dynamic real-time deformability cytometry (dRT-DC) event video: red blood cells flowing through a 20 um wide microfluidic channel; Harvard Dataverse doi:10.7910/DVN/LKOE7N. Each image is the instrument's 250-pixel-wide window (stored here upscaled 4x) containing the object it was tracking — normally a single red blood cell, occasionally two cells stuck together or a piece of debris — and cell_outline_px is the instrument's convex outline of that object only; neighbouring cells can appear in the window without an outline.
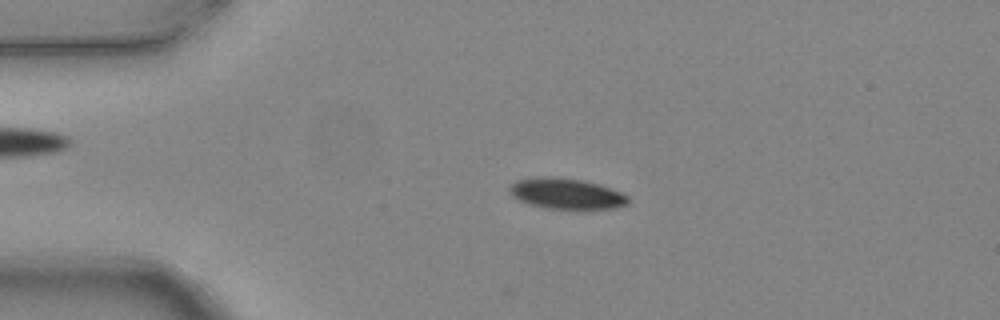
{"species": "common noctule bat (a hibernating species)", "species_latin": "Nyctalus noctula", "temperature_condition": "warm", "stored_images_in_passage": 4, "camera_frame_rate_fps": 3000, "um_per_image_px": 0.085, "animal": {"sex": "female", "body_mass_g": 24.6, "forearm_length_mm": 56.2}, "frame": {"image": 1, "passage_image": 3, "time_ms": 0.667, "image_size_px": [1000, 320], "cell_outline_px": [[628, 204], [616, 208], [544, 208], [528, 204], [512, 196], [508, 188], [516, 180], [536, 176], [560, 176], [584, 180], [600, 184], [612, 188], [628, 196]], "centroid_in_image_um": [48.12, 16.43], "position_along_channel_um": 36.9, "area_um2": 21.44}}